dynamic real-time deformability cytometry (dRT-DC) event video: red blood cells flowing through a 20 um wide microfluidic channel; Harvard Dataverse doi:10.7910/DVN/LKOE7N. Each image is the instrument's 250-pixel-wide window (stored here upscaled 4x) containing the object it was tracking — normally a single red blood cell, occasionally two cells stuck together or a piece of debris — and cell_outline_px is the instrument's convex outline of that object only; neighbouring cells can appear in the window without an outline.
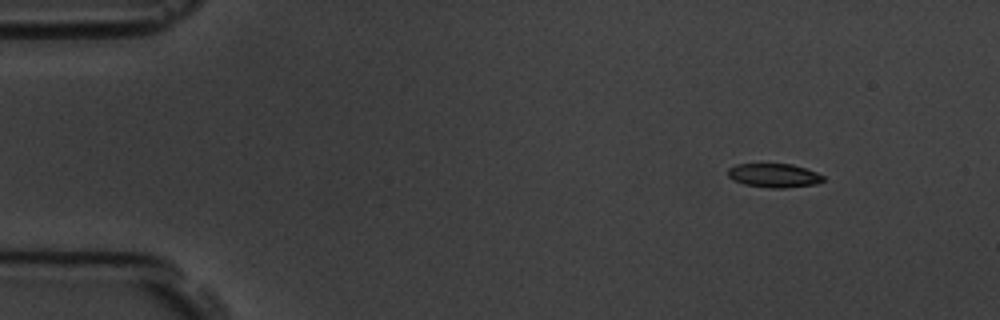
{"species": "common noctule bat (a hibernating species)", "species_latin": "Nyctalus noctula", "temperature_condition": "room temperature", "stored_images_in_passage": 5, "camera_frame_rate_fps": 3000, "um_per_image_px": 0.085, "animal": {"sex": "male", "body_mass_g": 19.5, "forearm_length_mm": 54.6}, "frame": {"image": 1, "passage_image": 1, "time_ms": 0.0, "image_size_px": [1000, 320], "cell_outline_px": [[824, 180], [816, 184], [784, 188], [772, 188], [744, 184], [728, 176], [728, 168], [736, 164], [792, 164], [816, 172], [824, 176]], "centroid_in_image_um": [65.8, 14.91], "position_along_channel_um": 19.2, "area_um2": 13.12}}
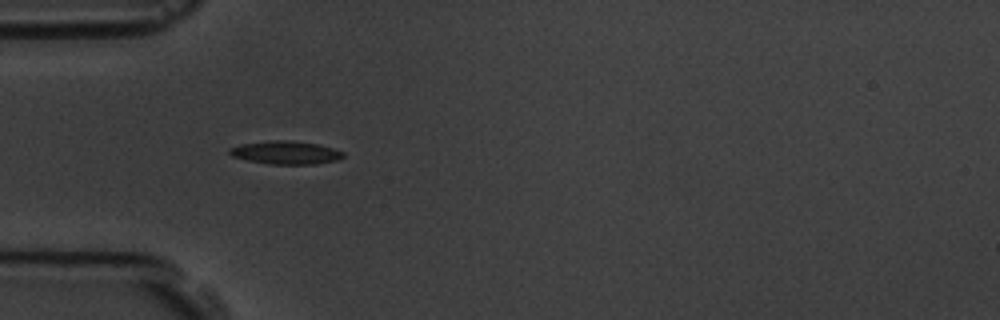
{"frame": {"image": 2, "passage_image": 4, "time_ms": 3.667, "image_size_px": [1000, 320], "cell_outline_px": [[344, 156], [336, 160], [316, 164], [268, 164], [248, 160], [232, 156], [228, 152], [228, 148], [240, 144], [272, 140], [292, 140], [320, 144], [344, 152]], "centroid_in_image_um": [24.27, 12.96], "position_along_channel_um": 60.7, "area_um2": 15.43}}
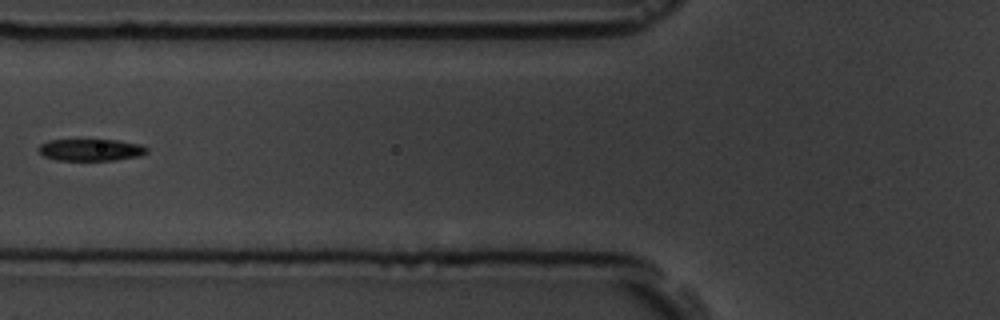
{"frame": {"image": 3, "passage_image": 5, "time_ms": 5.333, "image_size_px": [1000, 320], "cell_outline_px": [[148, 152], [140, 156], [116, 160], [56, 160], [44, 156], [36, 148], [40, 144], [48, 140], [116, 140], [140, 144], [148, 148]], "centroid_in_image_um": [7.72, 12.74], "position_along_channel_um": 118.1, "area_um2": 13.87}}